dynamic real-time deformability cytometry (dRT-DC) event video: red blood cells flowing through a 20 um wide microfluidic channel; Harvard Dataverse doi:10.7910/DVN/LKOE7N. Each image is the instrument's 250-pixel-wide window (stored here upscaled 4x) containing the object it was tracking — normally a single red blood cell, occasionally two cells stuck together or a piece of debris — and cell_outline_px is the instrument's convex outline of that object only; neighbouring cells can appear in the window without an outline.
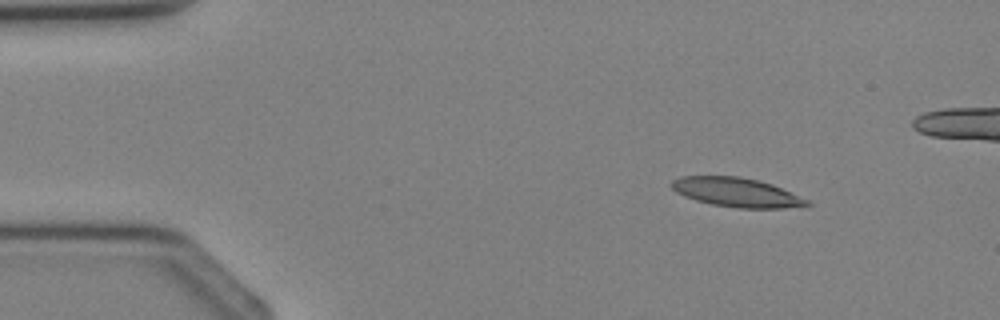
{"species": "Egyptian fruit bat (a non-hibernating species)", "species_latin": "Rousettus aegyptiacus", "temperature_condition": "cold", "stored_images_in_passage": 4, "camera_frame_rate_fps": 3000, "um_per_image_px": 0.085, "animal": {"sex": "female"}, "frame": {"image": 1, "passage_image": 2, "time_ms": 1.333, "image_size_px": [1000, 320], "cell_outline_px": [[812, 204], [784, 208], [740, 208], [712, 204], [696, 200], [684, 196], [676, 192], [672, 188], [672, 180], [680, 176], [740, 176], [772, 184], [808, 200]], "centroid_in_image_um": [62.58, 16.34], "position_along_channel_um": 22.4, "area_um2": 22.72}}